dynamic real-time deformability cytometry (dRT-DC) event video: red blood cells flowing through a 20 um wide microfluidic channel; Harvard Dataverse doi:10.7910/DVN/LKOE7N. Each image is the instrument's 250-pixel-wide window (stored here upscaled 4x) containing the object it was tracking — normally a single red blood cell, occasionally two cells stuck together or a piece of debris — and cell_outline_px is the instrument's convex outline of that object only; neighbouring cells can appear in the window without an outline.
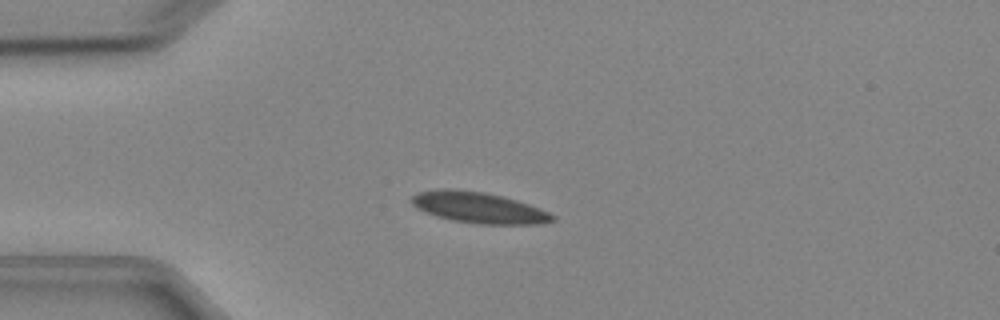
{"species": "Egyptian fruit bat (a non-hibernating species)", "species_latin": "Rousettus aegyptiacus", "temperature_condition": "cold", "stored_images_in_passage": 4, "camera_frame_rate_fps": 3000, "um_per_image_px": 0.085, "animal": {"sex": "female"}, "frame": {"image": 1, "passage_image": 4, "time_ms": 3.333, "image_size_px": [1000, 320], "cell_outline_px": [[556, 220], [536, 224], [480, 224], [452, 220], [436, 216], [424, 212], [416, 208], [412, 204], [412, 196], [420, 192], [436, 188], [456, 188], [484, 192], [504, 196], [528, 204], [548, 212], [556, 216]], "centroid_in_image_um": [40.66, 17.63], "position_along_channel_um": 44.3, "area_um2": 25.55}}